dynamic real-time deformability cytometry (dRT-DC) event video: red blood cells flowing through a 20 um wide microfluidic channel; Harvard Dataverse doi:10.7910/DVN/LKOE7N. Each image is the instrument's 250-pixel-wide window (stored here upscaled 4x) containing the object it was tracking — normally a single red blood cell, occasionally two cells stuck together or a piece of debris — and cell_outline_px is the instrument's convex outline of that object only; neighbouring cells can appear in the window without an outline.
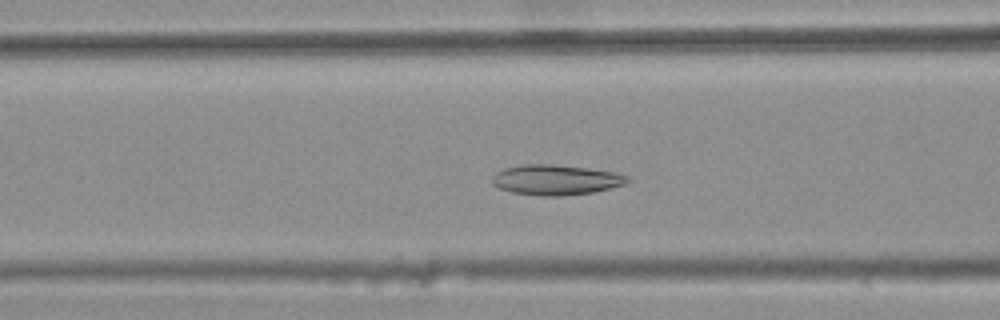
{"species": "common noctule bat (a hibernating species)", "species_latin": "Nyctalus noctula", "temperature_condition": "warm", "stored_images_in_passage": 40, "camera_frame_rate_fps": 3000, "um_per_image_px": 0.085, "animal": {"sex": "female", "body_mass_g": 25.1}, "frame": {"image": 1, "passage_image": 17, "time_ms": 5.333, "image_size_px": [1000, 320], "cell_outline_px": [[632, 180], [628, 184], [592, 192], [560, 196], [540, 196], [512, 192], [500, 188], [492, 184], [492, 176], [496, 172], [504, 168], [520, 164], [556, 164], [588, 168], [616, 172], [628, 176]], "centroid_in_image_um": [47.27, 15.27], "position_along_channel_um": 119.3, "area_um2": 24.1}}
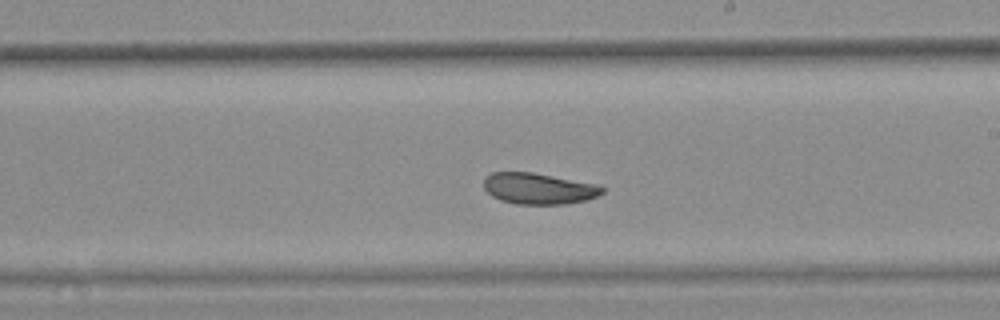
{"frame": {"image": 2, "passage_image": 27, "time_ms": 8.667, "image_size_px": [1000, 320], "cell_outline_px": [[604, 192], [596, 196], [584, 200], [564, 204], [516, 204], [500, 200], [492, 196], [484, 188], [484, 176], [492, 172], [532, 172], [596, 184], [604, 188]], "centroid_in_image_um": [45.74, 16.02], "position_along_channel_um": 243.3, "area_um2": 21.39}}
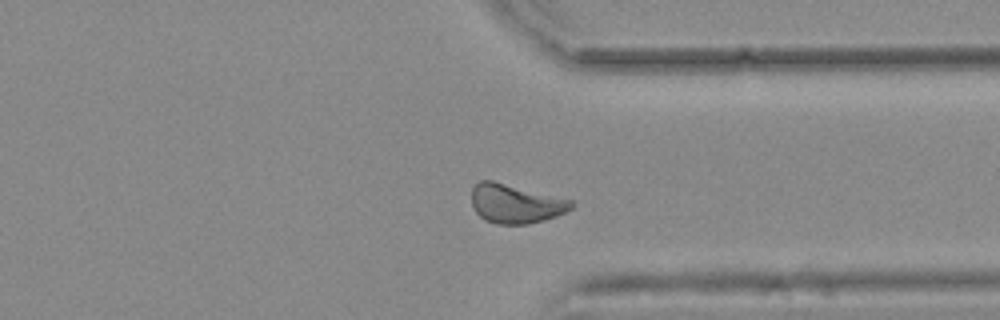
{"frame": {"image": 3, "passage_image": 37, "time_ms": 12.0, "image_size_px": [1000, 320], "cell_outline_px": [[576, 204], [572, 208], [556, 216], [544, 220], [528, 224], [500, 224], [484, 220], [476, 212], [472, 204], [472, 188], [480, 180], [492, 180], [576, 200]], "centroid_in_image_um": [43.86, 17.3], "position_along_channel_um": 367.5, "area_um2": 22.95}, "authors_computed_cell_mechanics": {"area_um2": 22.6576, "velocity_mm_per_s": 3.7281, "shape_relaxation_time_tau1_ms": 10.234, "shape_relaxation_time_tau2_ms": 2.9137, "deformation_change_tau1": 0.176, "deformation_change_tau2": 0.07}}